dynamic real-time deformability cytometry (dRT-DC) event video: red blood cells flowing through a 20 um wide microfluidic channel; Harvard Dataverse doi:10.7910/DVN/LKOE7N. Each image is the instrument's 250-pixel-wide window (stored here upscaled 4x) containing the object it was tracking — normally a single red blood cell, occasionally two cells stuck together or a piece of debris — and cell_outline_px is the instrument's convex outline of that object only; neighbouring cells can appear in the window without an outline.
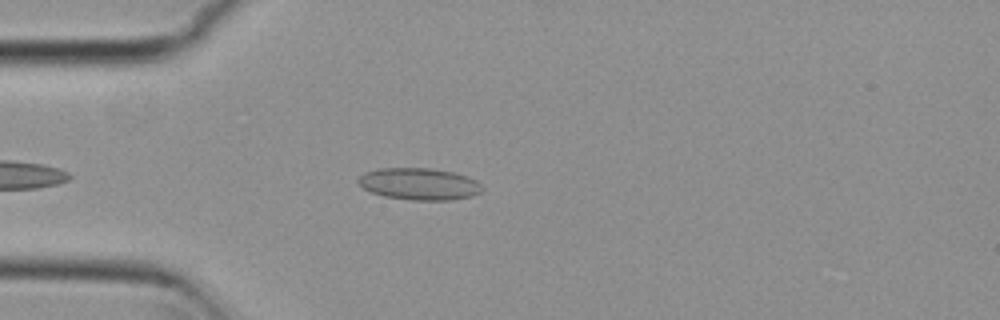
{"species": "common noctule bat (a hibernating species)", "species_latin": "Nyctalus noctula", "temperature_condition": "cold", "stored_images_in_passage": 5, "camera_frame_rate_fps": 3000, "um_per_image_px": 0.085, "animal": {"sex": "female", "body_mass_g": 29.2, "forearm_length_mm": 56.3}, "frame": {"image": 1, "passage_image": 4, "time_ms": 1.0, "image_size_px": [1000, 320], "cell_outline_px": [[484, 188], [480, 192], [472, 196], [452, 200], [412, 200], [384, 196], [372, 192], [364, 188], [356, 180], [364, 172], [376, 168], [432, 168], [456, 172], [468, 176], [476, 180]], "centroid_in_image_um": [35.65, 15.62], "position_along_channel_um": 49.3, "area_um2": 23.24}}